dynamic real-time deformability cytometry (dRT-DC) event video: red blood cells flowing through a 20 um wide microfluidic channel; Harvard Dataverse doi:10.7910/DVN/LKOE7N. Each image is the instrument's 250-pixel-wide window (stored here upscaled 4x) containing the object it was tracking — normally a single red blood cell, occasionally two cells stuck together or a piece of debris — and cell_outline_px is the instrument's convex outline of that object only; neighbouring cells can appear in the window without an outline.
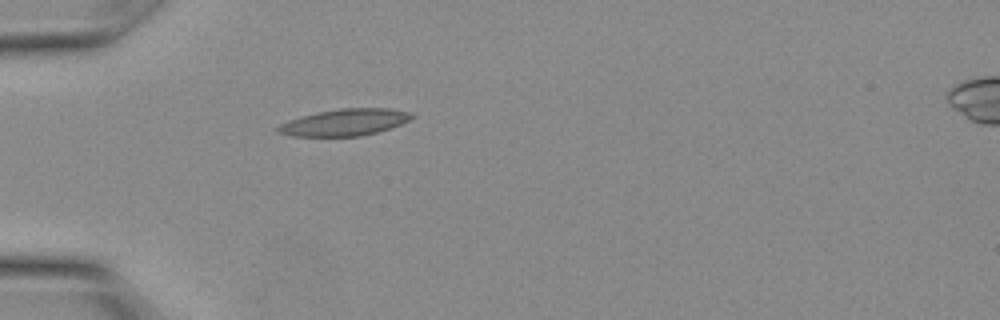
{"species": "Egyptian fruit bat (a non-hibernating species)", "species_latin": "Rousettus aegyptiacus", "temperature_condition": "warm", "stored_images_in_passage": 5, "camera_frame_rate_fps": 3000, "um_per_image_px": 0.085, "animal": {"sex": "female"}, "frame": {"image": 1, "passage_image": 1, "time_ms": 0.0, "image_size_px": [1000, 320], "cell_outline_px": [[416, 116], [392, 128], [360, 136], [292, 136], [276, 132], [276, 128], [280, 124], [288, 120], [316, 112], [340, 108], [388, 108], [408, 112]], "centroid_in_image_um": [29.27, 10.4], "position_along_channel_um": 55.7, "area_um2": 20.81}}
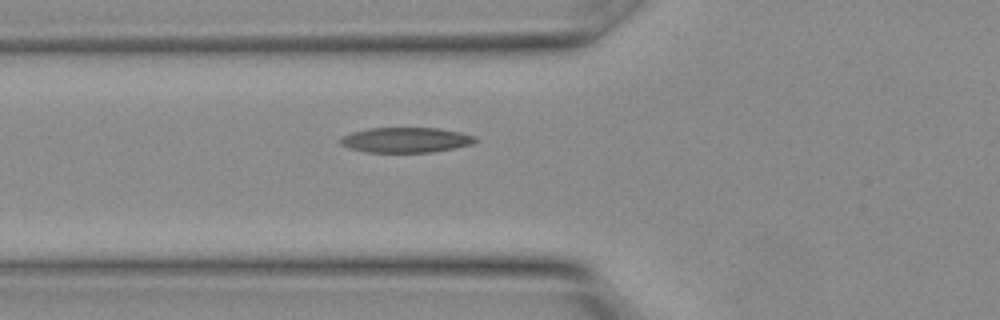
{"frame": {"image": 2, "passage_image": 3, "time_ms": 0.667, "image_size_px": [1000, 320], "cell_outline_px": [[480, 140], [472, 144], [456, 148], [432, 152], [364, 152], [348, 148], [340, 144], [340, 136], [352, 132], [368, 128], [440, 128], [460, 132], [476, 136]], "centroid_in_image_um": [34.51, 11.9], "position_along_channel_um": 91.3, "area_um2": 20.06}}
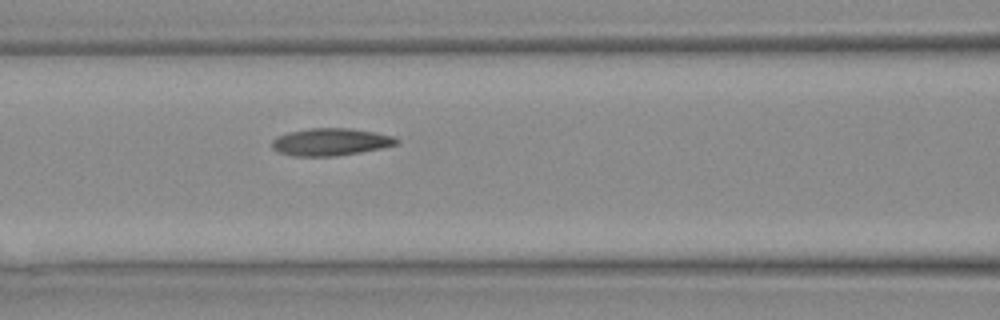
{"frame": {"image": 3, "passage_image": 5, "time_ms": 1.333, "image_size_px": [1000, 320], "cell_outline_px": [[400, 140], [396, 144], [380, 148], [360, 152], [336, 156], [292, 156], [276, 152], [272, 148], [272, 140], [276, 136], [288, 132], [308, 128], [352, 128], [376, 132], [396, 136]], "centroid_in_image_um": [28.08, 12.06], "position_along_channel_um": 138.5, "area_um2": 20.11}}